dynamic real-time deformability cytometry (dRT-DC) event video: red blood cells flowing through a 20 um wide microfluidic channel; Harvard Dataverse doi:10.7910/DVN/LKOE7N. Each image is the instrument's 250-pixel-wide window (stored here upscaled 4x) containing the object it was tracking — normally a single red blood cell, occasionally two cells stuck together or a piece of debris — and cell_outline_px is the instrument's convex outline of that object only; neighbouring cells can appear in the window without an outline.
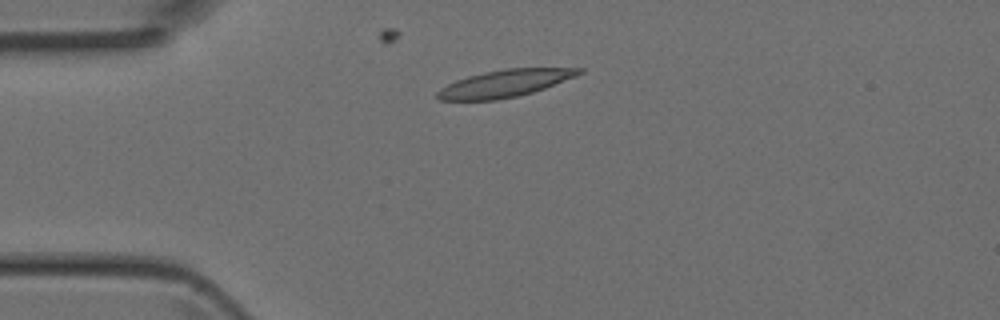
{"species": "Egyptian fruit bat (a non-hibernating species)", "species_latin": "Rousettus aegyptiacus", "temperature_condition": "room temperature", "stored_images_in_passage": 1, "camera_frame_rate_fps": 3000, "um_per_image_px": 0.085, "animal": {"sex": "female"}, "frame": {"image": 1, "passage_image": 1, "time_ms": 0.0, "image_size_px": [1000, 320], "cell_outline_px": [[584, 72], [576, 76], [544, 88], [532, 92], [516, 96], [496, 100], [440, 100], [436, 96], [436, 92], [440, 88], [456, 80], [468, 76], [484, 72], [504, 68], [584, 68]], "centroid_in_image_um": [42.9, 7.08], "position_along_channel_um": 42.1, "area_um2": 22.31}}